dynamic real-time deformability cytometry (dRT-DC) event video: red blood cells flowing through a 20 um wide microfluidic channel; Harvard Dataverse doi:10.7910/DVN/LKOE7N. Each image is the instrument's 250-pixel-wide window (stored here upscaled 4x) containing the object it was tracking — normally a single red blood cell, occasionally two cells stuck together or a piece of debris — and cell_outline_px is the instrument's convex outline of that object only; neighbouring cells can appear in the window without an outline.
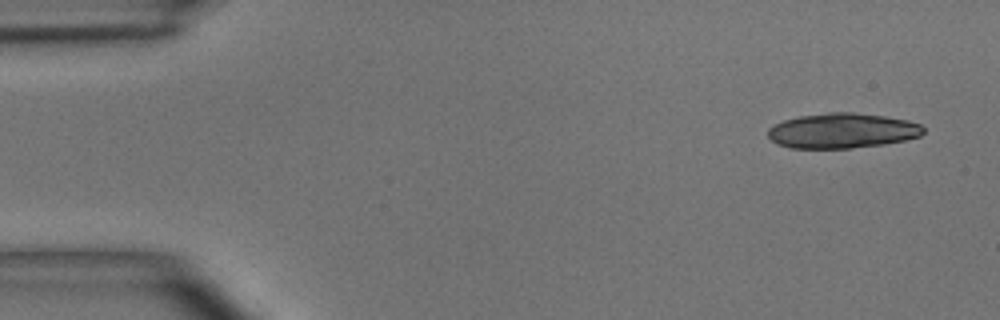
{"species": "common noctule bat (a hibernating species)", "species_latin": "Nyctalus noctula", "temperature_condition": "room temperature", "stored_images_in_passage": 2, "camera_frame_rate_fps": 3000, "um_per_image_px": 0.085, "animal": {"sex": "male", "body_mass_g": 15.6}, "frame": {"image": 1, "passage_image": 1, "time_ms": 0.0, "image_size_px": [1000, 320], "cell_outline_px": [[924, 132], [920, 136], [904, 140], [884, 144], [852, 148], [792, 148], [776, 144], [768, 136], [768, 128], [784, 120], [800, 116], [828, 112], [852, 112], [884, 116], [908, 120], [920, 124], [924, 128]], "centroid_in_image_um": [71.59, 11.11], "position_along_channel_um": 13.4, "area_um2": 31.73}}